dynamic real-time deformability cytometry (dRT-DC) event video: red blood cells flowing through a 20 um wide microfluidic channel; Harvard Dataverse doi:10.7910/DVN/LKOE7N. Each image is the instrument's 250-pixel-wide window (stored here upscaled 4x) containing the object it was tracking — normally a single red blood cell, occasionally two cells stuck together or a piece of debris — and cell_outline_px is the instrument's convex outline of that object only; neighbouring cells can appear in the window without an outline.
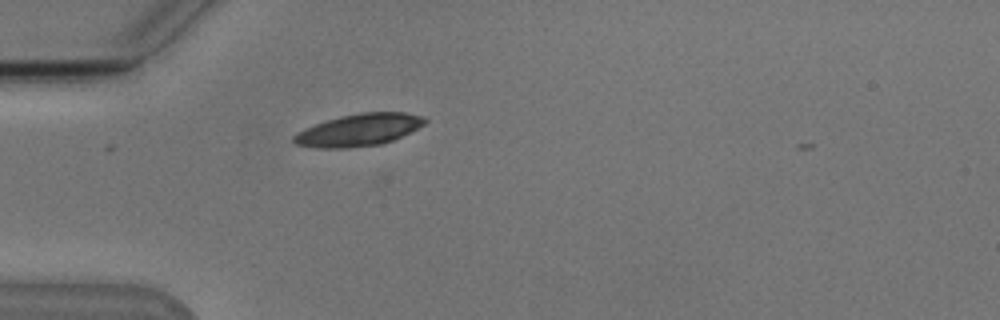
{"species": "Egyptian fruit bat (a non-hibernating species)", "species_latin": "Rousettus aegyptiacus", "temperature_condition": "cold", "stored_images_in_passage": 1, "camera_frame_rate_fps": 3000, "um_per_image_px": 0.085, "animal": {"sex": "male"}, "frame": {"image": 1, "passage_image": 1, "time_ms": 0.0, "image_size_px": [1000, 320], "cell_outline_px": [[428, 120], [424, 124], [392, 140], [380, 144], [344, 148], [316, 148], [296, 144], [292, 140], [292, 136], [296, 132], [304, 128], [340, 116], [360, 112], [404, 112], [424, 116]], "centroid_in_image_um": [30.47, 11.04], "position_along_channel_um": 54.5, "area_um2": 24.39}}